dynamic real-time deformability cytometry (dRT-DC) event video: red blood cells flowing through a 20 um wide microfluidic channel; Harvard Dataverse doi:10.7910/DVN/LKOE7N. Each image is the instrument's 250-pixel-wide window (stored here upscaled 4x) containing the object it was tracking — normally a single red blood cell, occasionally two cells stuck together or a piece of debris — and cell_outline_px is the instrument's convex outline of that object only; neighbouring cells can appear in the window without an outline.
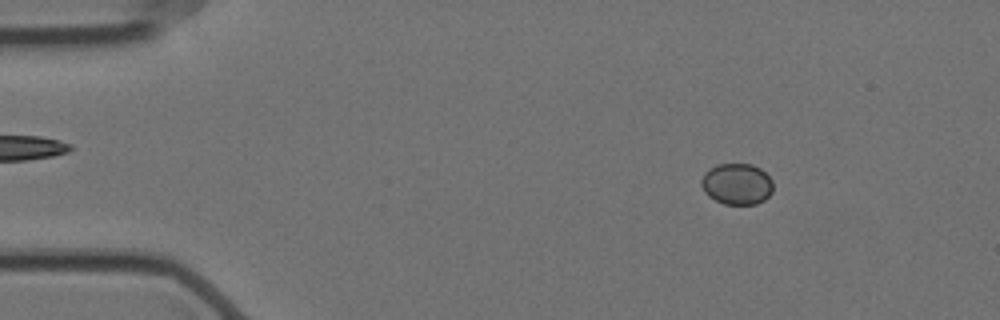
{"species": "Egyptian fruit bat (a non-hibernating species)", "species_latin": "Rousettus aegyptiacus", "temperature_condition": "cold", "stored_images_in_passage": 51, "camera_frame_rate_fps": 3000, "um_per_image_px": 0.085, "animal": {"sex": "female"}, "frame": {"image": 1, "passage_image": 1, "time_ms": 0.0, "image_size_px": [1000, 320], "cell_outline_px": [[772, 192], [764, 200], [756, 204], [724, 204], [708, 196], [704, 192], [700, 184], [700, 180], [704, 172], [716, 164], [752, 164], [760, 168], [772, 180]], "centroid_in_image_um": [62.6, 15.63], "position_along_channel_um": 22.4, "area_um2": 17.34}}
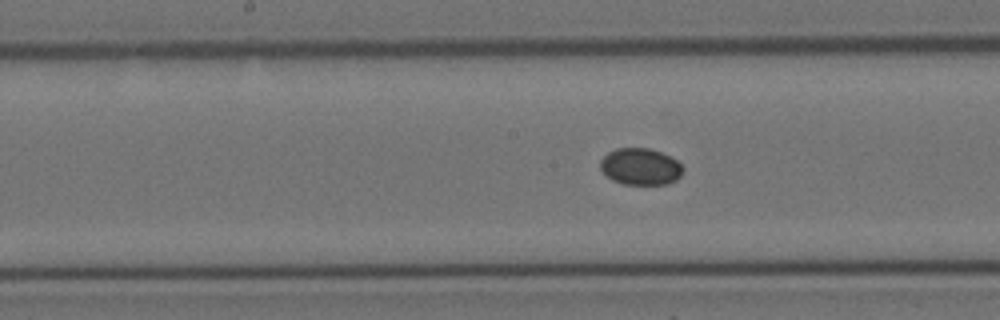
{"frame": {"image": 2, "passage_image": 22, "time_ms": 7.0, "image_size_px": [1000, 320], "cell_outline_px": [[684, 168], [680, 176], [676, 180], [668, 184], [624, 184], [612, 180], [600, 168], [600, 160], [608, 152], [616, 148], [648, 148], [660, 152], [676, 160]], "centroid_in_image_um": [54.43, 14.16], "position_along_channel_um": 193.8, "area_um2": 17.57}}
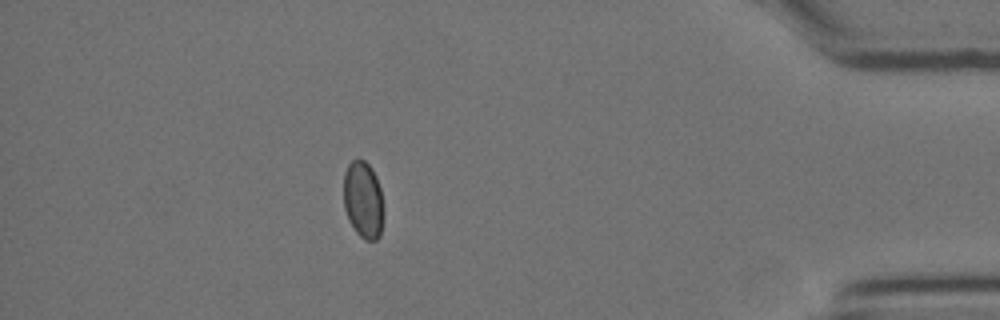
{"frame": {"image": 3, "passage_image": 44, "time_ms": 14.333, "image_size_px": [1000, 320], "cell_outline_px": [[384, 216], [380, 236], [376, 240], [364, 240], [356, 232], [348, 220], [344, 208], [344, 172], [348, 164], [352, 160], [364, 160], [372, 168], [376, 176], [380, 188], [384, 212]], "centroid_in_image_um": [30.88, 17.01], "position_along_channel_um": 404.3, "area_um2": 18.21}}